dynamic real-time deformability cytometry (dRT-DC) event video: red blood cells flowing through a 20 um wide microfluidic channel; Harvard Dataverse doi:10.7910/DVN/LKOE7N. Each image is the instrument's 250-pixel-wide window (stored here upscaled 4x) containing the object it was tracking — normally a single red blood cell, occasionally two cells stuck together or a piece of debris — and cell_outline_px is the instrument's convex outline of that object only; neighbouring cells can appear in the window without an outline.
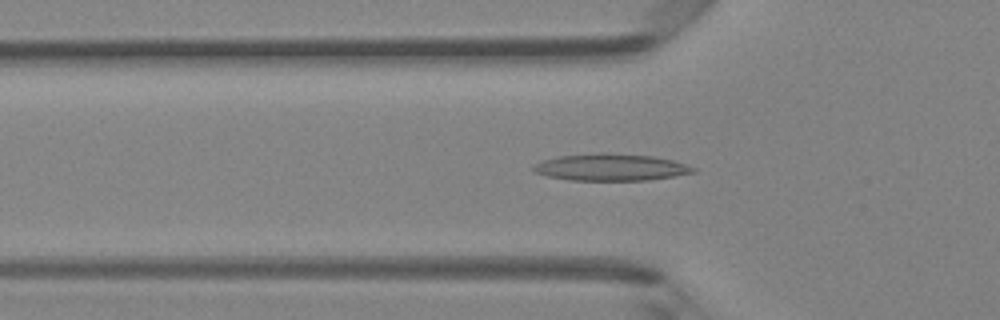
{"species": "Egyptian fruit bat (a non-hibernating species)", "species_latin": "Rousettus aegyptiacus", "temperature_condition": "room temperature", "stored_images_in_passage": 42, "camera_frame_rate_fps": 3000, "um_per_image_px": 0.085, "animal": {"sex": "female"}, "frame": {"image": 1, "passage_image": 15, "time_ms": 4.667, "image_size_px": [1000, 320], "cell_outline_px": [[696, 172], [676, 176], [648, 180], [568, 180], [548, 176], [532, 172], [532, 164], [540, 160], [560, 156], [600, 152], [608, 152], [652, 156], [672, 160], [696, 168]], "centroid_in_image_um": [51.87, 14.21], "position_along_channel_um": 73.9, "area_um2": 25.32}}
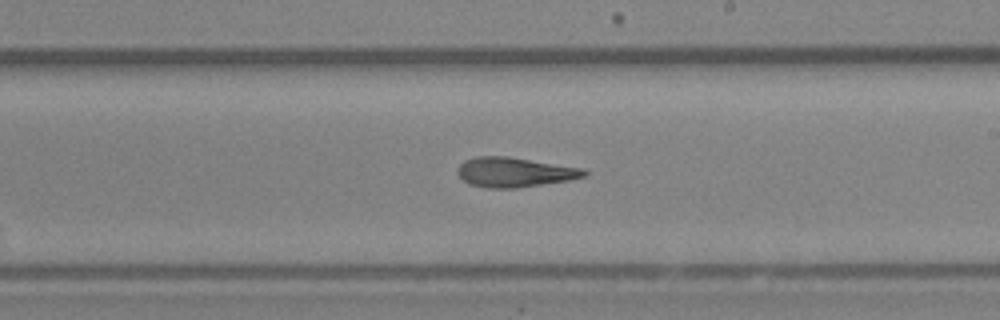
{"frame": {"image": 2, "passage_image": 27, "time_ms": 8.667, "image_size_px": [1000, 320], "cell_outline_px": [[588, 172], [584, 176], [568, 180], [516, 188], [488, 188], [468, 184], [456, 172], [456, 168], [464, 160], [476, 156], [508, 156], [584, 168]], "centroid_in_image_um": [43.7, 14.63], "position_along_channel_um": 245.3, "area_um2": 21.96}}
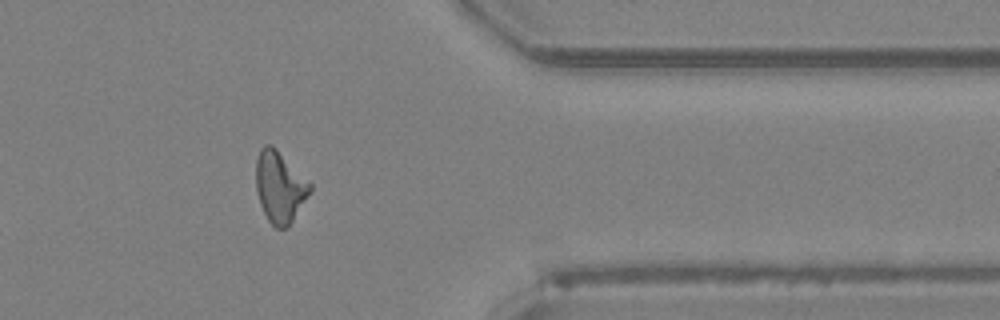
{"frame": {"image": 3, "passage_image": 38, "time_ms": 12.333, "image_size_px": [1000, 320], "cell_outline_px": [[312, 192], [288, 228], [276, 228], [268, 220], [260, 204], [256, 188], [256, 156], [260, 148], [264, 144], [272, 144], [312, 184]], "centroid_in_image_um": [23.79, 15.88], "position_along_channel_um": 387.6, "area_um2": 22.72}, "authors_computed_cell_mechanics": {"area_um2": 22.5998, "velocity_mm_per_s": 4.2975, "shape_relaxation_time_tau1_ms": 9.7532, "shape_relaxation_time_tau2_ms": 2.3526, "deformation_change_tau1": 0.2908, "deformation_change_tau2": 0.1313}}